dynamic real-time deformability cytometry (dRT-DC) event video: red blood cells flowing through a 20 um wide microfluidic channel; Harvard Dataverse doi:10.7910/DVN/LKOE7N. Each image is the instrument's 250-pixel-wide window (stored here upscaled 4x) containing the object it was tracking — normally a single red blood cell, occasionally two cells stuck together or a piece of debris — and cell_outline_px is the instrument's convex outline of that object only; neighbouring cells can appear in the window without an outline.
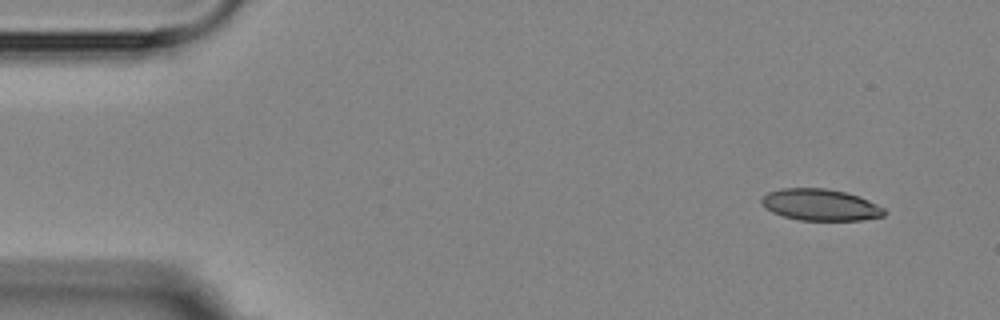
{"species": "Egyptian fruit bat (a non-hibernating species)", "species_latin": "Rousettus aegyptiacus", "temperature_condition": "room temperature", "stored_images_in_passage": 3, "camera_frame_rate_fps": 3000, "um_per_image_px": 0.085, "animal": {"sex": "female"}, "frame": {"image": 1, "passage_image": 1, "time_ms": 0.0, "image_size_px": [1000, 320], "cell_outline_px": [[888, 212], [884, 216], [860, 220], [800, 220], [784, 216], [772, 212], [760, 200], [768, 192], [780, 188], [824, 188], [844, 192], [868, 200], [884, 208]], "centroid_in_image_um": [69.75, 17.41], "position_along_channel_um": 15.2, "area_um2": 22.31}}
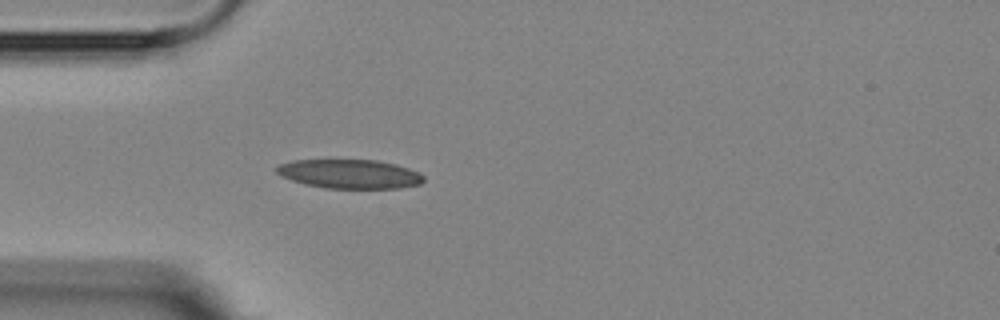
{"frame": {"image": 2, "passage_image": 3, "time_ms": 3.667, "image_size_px": [1000, 320], "cell_outline_px": [[424, 180], [420, 184], [400, 188], [324, 188], [304, 184], [280, 176], [276, 172], [276, 168], [280, 164], [292, 160], [376, 160], [396, 164], [408, 168], [424, 176]], "centroid_in_image_um": [29.7, 14.79], "position_along_channel_um": 55.3, "area_um2": 24.85}}